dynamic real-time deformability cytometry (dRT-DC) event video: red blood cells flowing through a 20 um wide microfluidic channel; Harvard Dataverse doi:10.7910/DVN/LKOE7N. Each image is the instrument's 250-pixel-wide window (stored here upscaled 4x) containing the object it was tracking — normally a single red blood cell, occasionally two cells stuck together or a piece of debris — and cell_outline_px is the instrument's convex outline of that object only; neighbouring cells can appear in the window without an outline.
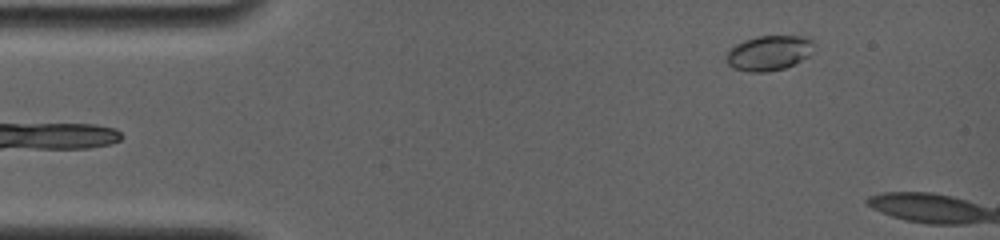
{"species": "common noctule bat (a hibernating species)", "species_latin": "Nyctalus noctula", "temperature_condition": "room temperature", "stored_images_in_passage": 8, "camera_frame_rate_fps": 4000, "um_per_image_px": 0.085, "animal": {"sex": "female", "body_mass_g": 19.0, "forearm_length_mm": 56.7}, "frame": {"image": 1, "passage_image": 1, "time_ms": 0.0, "image_size_px": [1000, 240], "cell_outline_px": [[816, 44], [808, 56], [784, 68], [768, 72], [748, 72], [732, 68], [728, 64], [724, 56], [736, 44], [744, 40], [756, 36], [808, 36]], "centroid_in_image_um": [65.35, 4.5], "position_along_channel_um": 19.7, "area_um2": 17.98}}